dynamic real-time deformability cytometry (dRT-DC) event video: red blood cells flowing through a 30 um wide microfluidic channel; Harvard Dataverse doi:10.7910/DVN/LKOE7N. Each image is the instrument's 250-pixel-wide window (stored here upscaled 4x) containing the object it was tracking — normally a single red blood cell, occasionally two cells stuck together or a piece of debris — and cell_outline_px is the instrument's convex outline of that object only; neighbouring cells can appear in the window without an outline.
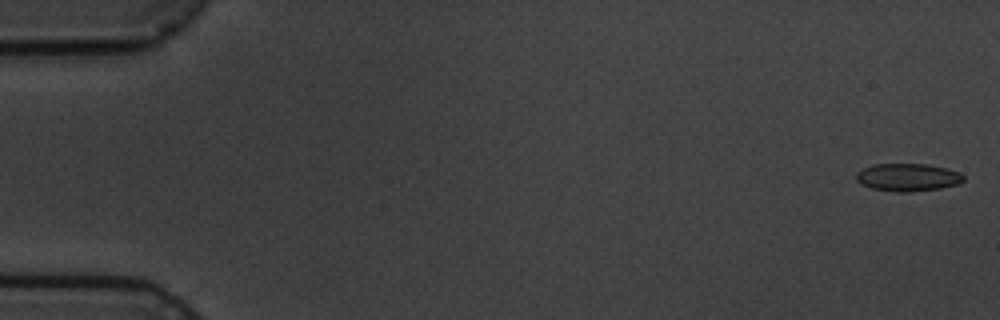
{"species": "common noctule bat (a hibernating species)", "species_latin": "Nyctalus noctula", "temperature_condition": "cold", "stored_images_in_passage": 6, "camera_frame_rate_fps": 3000, "um_per_image_px": 0.085, "animal": {"sex": "male", "body_mass_g": 19.5, "forearm_length_mm": 54.6}, "frame": {"image": 1, "passage_image": 1, "time_ms": 0.0, "image_size_px": [1000, 320], "cell_outline_px": [[964, 180], [960, 184], [940, 188], [912, 192], [896, 192], [872, 188], [860, 184], [856, 180], [856, 172], [872, 164], [924, 164], [944, 168], [956, 172], [964, 176]], "centroid_in_image_um": [77.12, 15.08], "position_along_channel_um": 7.9, "area_um2": 17.28}}
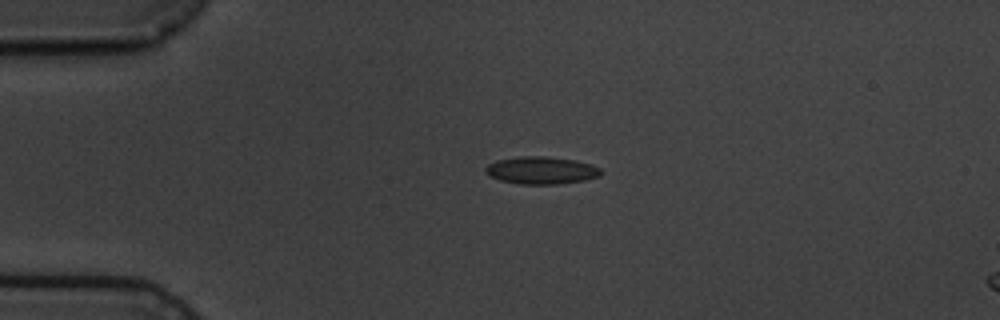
{"frame": {"image": 2, "passage_image": 4, "time_ms": 4.0, "image_size_px": [1000, 320], "cell_outline_px": [[600, 176], [584, 180], [560, 184], [520, 184], [500, 180], [488, 176], [484, 172], [484, 168], [488, 164], [496, 160], [520, 156], [548, 156], [576, 160], [592, 164], [600, 168]], "centroid_in_image_um": [45.98, 14.47], "position_along_channel_um": 39.0, "area_um2": 18.67}}